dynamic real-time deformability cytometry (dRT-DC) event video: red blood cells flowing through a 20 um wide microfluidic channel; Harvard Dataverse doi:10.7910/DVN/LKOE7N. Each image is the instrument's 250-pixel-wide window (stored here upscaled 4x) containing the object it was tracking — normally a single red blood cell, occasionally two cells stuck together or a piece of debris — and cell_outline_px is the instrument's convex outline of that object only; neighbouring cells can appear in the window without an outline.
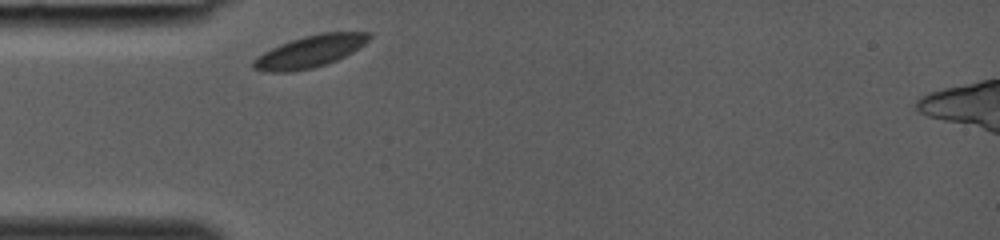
{"species": "common noctule bat (a hibernating species)", "species_latin": "Nyctalus noctula", "temperature_condition": "room temperature", "stored_images_in_passage": 24, "camera_frame_rate_fps": 3000, "um_per_image_px": 0.085, "animal": {"sex": "female", "body_mass_g": 19.0, "forearm_length_mm": 53.3}, "frame": {"image": 1, "passage_image": 1, "time_ms": 0.0, "image_size_px": [1000, 240], "cell_outline_px": [[372, 36], [360, 48], [336, 60], [312, 68], [288, 72], [264, 72], [252, 68], [252, 60], [264, 52], [280, 44], [304, 36], [320, 32], [372, 32]], "centroid_in_image_um": [26.34, 4.37], "position_along_channel_um": 58.7, "area_um2": 21.5}}
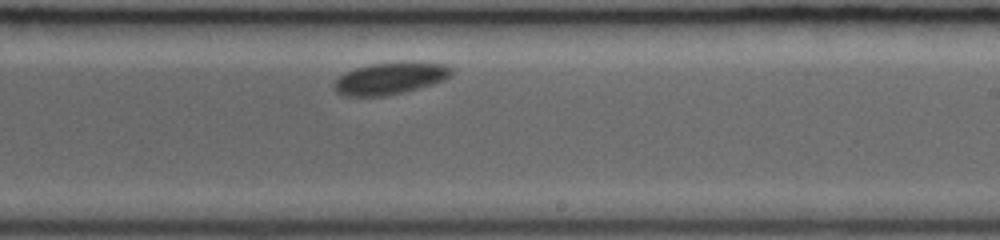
{"frame": {"image": 2, "passage_image": 14, "time_ms": 4.333, "image_size_px": [1000, 240], "cell_outline_px": [[452, 76], [444, 80], [432, 84], [384, 96], [348, 96], [336, 92], [336, 80], [340, 76], [356, 68], [372, 64], [444, 64], [452, 68]], "centroid_in_image_um": [33.17, 6.69], "position_along_channel_um": 255.8, "area_um2": 20.63}}
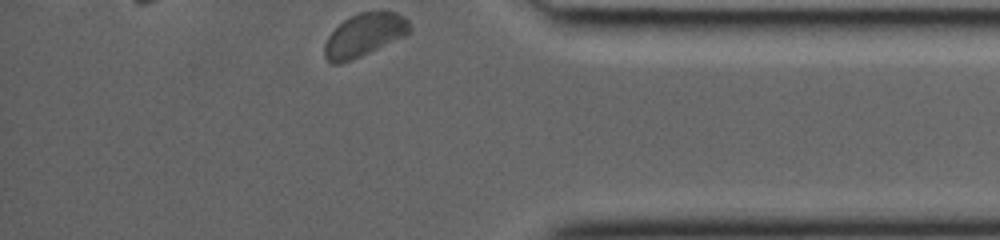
{"frame": {"image": 3, "passage_image": 24, "time_ms": 7.667, "image_size_px": [1000, 240], "cell_outline_px": [[412, 28], [404, 36], [352, 60], [340, 64], [332, 64], [324, 56], [324, 44], [328, 36], [344, 20], [360, 12], [396, 12], [404, 16], [408, 20]], "centroid_in_image_um": [30.95, 2.98], "position_along_channel_um": 404.2, "area_um2": 21.04}}